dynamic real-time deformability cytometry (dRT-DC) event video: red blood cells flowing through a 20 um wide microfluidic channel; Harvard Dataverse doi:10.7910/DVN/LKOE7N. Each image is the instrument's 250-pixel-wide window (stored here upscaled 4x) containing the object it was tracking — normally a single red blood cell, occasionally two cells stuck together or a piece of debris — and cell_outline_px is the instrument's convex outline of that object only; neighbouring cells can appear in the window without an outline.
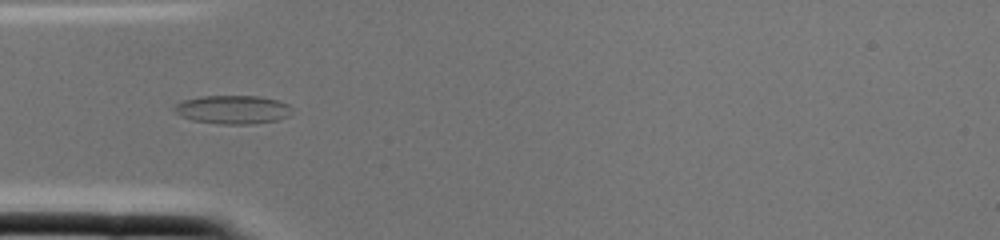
{"species": "common noctule bat (a hibernating species)", "species_latin": "Nyctalus noctula", "temperature_condition": "cold", "stored_images_in_passage": 2, "camera_frame_rate_fps": 3000, "um_per_image_px": 0.085, "animal": {"sex": "female", "body_mass_g": 22.0, "forearm_length_mm": 56.7}, "frame": {"image": 1, "passage_image": 2, "time_ms": 0.333, "image_size_px": [1000, 240], "cell_outline_px": [[292, 108], [288, 116], [276, 120], [252, 124], [220, 124], [192, 120], [180, 116], [172, 108], [180, 100], [200, 96], [260, 96], [280, 100], [288, 104]], "centroid_in_image_um": [19.76, 9.3], "position_along_channel_um": 65.2, "area_um2": 19.77}}